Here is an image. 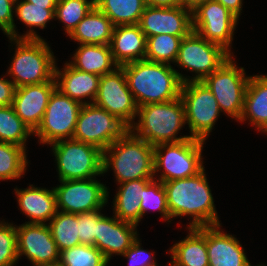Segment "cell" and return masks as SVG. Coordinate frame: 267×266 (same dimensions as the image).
Listing matches in <instances>:
<instances>
[{"label": "cell", "instance_id": "cell-1", "mask_svg": "<svg viewBox=\"0 0 267 266\" xmlns=\"http://www.w3.org/2000/svg\"><path fill=\"white\" fill-rule=\"evenodd\" d=\"M120 67L138 107L179 98L182 84L190 81L166 63L142 59Z\"/></svg>", "mask_w": 267, "mask_h": 266}, {"label": "cell", "instance_id": "cell-2", "mask_svg": "<svg viewBox=\"0 0 267 266\" xmlns=\"http://www.w3.org/2000/svg\"><path fill=\"white\" fill-rule=\"evenodd\" d=\"M171 218L191 216L188 227L219 225V217L205 169L194 176L162 182Z\"/></svg>", "mask_w": 267, "mask_h": 266}, {"label": "cell", "instance_id": "cell-3", "mask_svg": "<svg viewBox=\"0 0 267 266\" xmlns=\"http://www.w3.org/2000/svg\"><path fill=\"white\" fill-rule=\"evenodd\" d=\"M103 174L114 170L120 184L137 179H155L154 146L129 129L103 151ZM112 165V166H111Z\"/></svg>", "mask_w": 267, "mask_h": 266}, {"label": "cell", "instance_id": "cell-4", "mask_svg": "<svg viewBox=\"0 0 267 266\" xmlns=\"http://www.w3.org/2000/svg\"><path fill=\"white\" fill-rule=\"evenodd\" d=\"M137 116L138 122H134L129 130L153 146L192 138L190 135L176 136L186 123L185 108L180 97L140 106Z\"/></svg>", "mask_w": 267, "mask_h": 266}, {"label": "cell", "instance_id": "cell-5", "mask_svg": "<svg viewBox=\"0 0 267 266\" xmlns=\"http://www.w3.org/2000/svg\"><path fill=\"white\" fill-rule=\"evenodd\" d=\"M16 44L15 53L7 75L12 77L15 88L55 81V57L43 38H9Z\"/></svg>", "mask_w": 267, "mask_h": 266}, {"label": "cell", "instance_id": "cell-6", "mask_svg": "<svg viewBox=\"0 0 267 266\" xmlns=\"http://www.w3.org/2000/svg\"><path fill=\"white\" fill-rule=\"evenodd\" d=\"M203 140L187 139L179 142L164 143L154 146V176L162 173L158 180L172 181L191 177L203 168Z\"/></svg>", "mask_w": 267, "mask_h": 266}, {"label": "cell", "instance_id": "cell-7", "mask_svg": "<svg viewBox=\"0 0 267 266\" xmlns=\"http://www.w3.org/2000/svg\"><path fill=\"white\" fill-rule=\"evenodd\" d=\"M57 164L59 181L89 179L103 174V151L73 139L50 144Z\"/></svg>", "mask_w": 267, "mask_h": 266}, {"label": "cell", "instance_id": "cell-8", "mask_svg": "<svg viewBox=\"0 0 267 266\" xmlns=\"http://www.w3.org/2000/svg\"><path fill=\"white\" fill-rule=\"evenodd\" d=\"M180 98L190 136L207 140L221 113L215 96L203 81H189L182 84Z\"/></svg>", "mask_w": 267, "mask_h": 266}, {"label": "cell", "instance_id": "cell-9", "mask_svg": "<svg viewBox=\"0 0 267 266\" xmlns=\"http://www.w3.org/2000/svg\"><path fill=\"white\" fill-rule=\"evenodd\" d=\"M232 55L203 82L215 96L221 112L239 121L244 108V97L251 76L244 67H237ZM234 62V63H233Z\"/></svg>", "mask_w": 267, "mask_h": 266}, {"label": "cell", "instance_id": "cell-10", "mask_svg": "<svg viewBox=\"0 0 267 266\" xmlns=\"http://www.w3.org/2000/svg\"><path fill=\"white\" fill-rule=\"evenodd\" d=\"M82 104L63 95L57 88L50 95L45 114L33 132L42 144L72 139Z\"/></svg>", "mask_w": 267, "mask_h": 266}, {"label": "cell", "instance_id": "cell-11", "mask_svg": "<svg viewBox=\"0 0 267 266\" xmlns=\"http://www.w3.org/2000/svg\"><path fill=\"white\" fill-rule=\"evenodd\" d=\"M129 128L115 115L95 104L82 106L73 140L91 144L104 151Z\"/></svg>", "mask_w": 267, "mask_h": 266}, {"label": "cell", "instance_id": "cell-12", "mask_svg": "<svg viewBox=\"0 0 267 266\" xmlns=\"http://www.w3.org/2000/svg\"><path fill=\"white\" fill-rule=\"evenodd\" d=\"M231 56L222 46L205 40L192 30L182 39L175 63L195 73L190 81H203Z\"/></svg>", "mask_w": 267, "mask_h": 266}, {"label": "cell", "instance_id": "cell-13", "mask_svg": "<svg viewBox=\"0 0 267 266\" xmlns=\"http://www.w3.org/2000/svg\"><path fill=\"white\" fill-rule=\"evenodd\" d=\"M95 178L60 181L61 184L54 187L57 209L73 214L103 209L109 191Z\"/></svg>", "mask_w": 267, "mask_h": 266}, {"label": "cell", "instance_id": "cell-14", "mask_svg": "<svg viewBox=\"0 0 267 266\" xmlns=\"http://www.w3.org/2000/svg\"><path fill=\"white\" fill-rule=\"evenodd\" d=\"M238 18L215 0H206L192 10V29L205 40L231 53Z\"/></svg>", "mask_w": 267, "mask_h": 266}, {"label": "cell", "instance_id": "cell-15", "mask_svg": "<svg viewBox=\"0 0 267 266\" xmlns=\"http://www.w3.org/2000/svg\"><path fill=\"white\" fill-rule=\"evenodd\" d=\"M93 104L115 115L128 128L134 123L138 106L128 88L127 79L121 67L100 77Z\"/></svg>", "mask_w": 267, "mask_h": 266}, {"label": "cell", "instance_id": "cell-16", "mask_svg": "<svg viewBox=\"0 0 267 266\" xmlns=\"http://www.w3.org/2000/svg\"><path fill=\"white\" fill-rule=\"evenodd\" d=\"M18 258L25 255L33 266L60 261V252L47 224L24 223L16 226Z\"/></svg>", "mask_w": 267, "mask_h": 266}, {"label": "cell", "instance_id": "cell-17", "mask_svg": "<svg viewBox=\"0 0 267 266\" xmlns=\"http://www.w3.org/2000/svg\"><path fill=\"white\" fill-rule=\"evenodd\" d=\"M138 25L146 38L159 34L187 36L193 30L192 11L183 6H146Z\"/></svg>", "mask_w": 267, "mask_h": 266}, {"label": "cell", "instance_id": "cell-18", "mask_svg": "<svg viewBox=\"0 0 267 266\" xmlns=\"http://www.w3.org/2000/svg\"><path fill=\"white\" fill-rule=\"evenodd\" d=\"M56 81L15 88L12 107L21 120L34 132L41 123Z\"/></svg>", "mask_w": 267, "mask_h": 266}, {"label": "cell", "instance_id": "cell-19", "mask_svg": "<svg viewBox=\"0 0 267 266\" xmlns=\"http://www.w3.org/2000/svg\"><path fill=\"white\" fill-rule=\"evenodd\" d=\"M137 225L119 220L116 216H102L97 221L96 247L110 262L113 254L122 255L138 239Z\"/></svg>", "mask_w": 267, "mask_h": 266}, {"label": "cell", "instance_id": "cell-20", "mask_svg": "<svg viewBox=\"0 0 267 266\" xmlns=\"http://www.w3.org/2000/svg\"><path fill=\"white\" fill-rule=\"evenodd\" d=\"M220 227L221 224L206 226L209 266H248L251 264L238 239L234 235L224 233Z\"/></svg>", "mask_w": 267, "mask_h": 266}, {"label": "cell", "instance_id": "cell-21", "mask_svg": "<svg viewBox=\"0 0 267 266\" xmlns=\"http://www.w3.org/2000/svg\"><path fill=\"white\" fill-rule=\"evenodd\" d=\"M61 70L57 66L55 67L54 78L56 88L63 95L70 97L82 105L93 104L98 92L101 76L80 71L67 62ZM85 98H89L90 101H83Z\"/></svg>", "mask_w": 267, "mask_h": 266}, {"label": "cell", "instance_id": "cell-22", "mask_svg": "<svg viewBox=\"0 0 267 266\" xmlns=\"http://www.w3.org/2000/svg\"><path fill=\"white\" fill-rule=\"evenodd\" d=\"M147 38L137 25L114 26L110 48L114 62L124 64L145 59Z\"/></svg>", "mask_w": 267, "mask_h": 266}, {"label": "cell", "instance_id": "cell-23", "mask_svg": "<svg viewBox=\"0 0 267 266\" xmlns=\"http://www.w3.org/2000/svg\"><path fill=\"white\" fill-rule=\"evenodd\" d=\"M20 210L30 218L27 223L46 224L57 213L54 188L52 190L29 185L25 189H14Z\"/></svg>", "mask_w": 267, "mask_h": 266}, {"label": "cell", "instance_id": "cell-24", "mask_svg": "<svg viewBox=\"0 0 267 266\" xmlns=\"http://www.w3.org/2000/svg\"><path fill=\"white\" fill-rule=\"evenodd\" d=\"M189 235L175 243L170 250L169 266H209L206 247V226L188 227Z\"/></svg>", "mask_w": 267, "mask_h": 266}, {"label": "cell", "instance_id": "cell-25", "mask_svg": "<svg viewBox=\"0 0 267 266\" xmlns=\"http://www.w3.org/2000/svg\"><path fill=\"white\" fill-rule=\"evenodd\" d=\"M246 120L267 134V75H253L249 79L239 121Z\"/></svg>", "mask_w": 267, "mask_h": 266}, {"label": "cell", "instance_id": "cell-26", "mask_svg": "<svg viewBox=\"0 0 267 266\" xmlns=\"http://www.w3.org/2000/svg\"><path fill=\"white\" fill-rule=\"evenodd\" d=\"M153 179H137L120 183L114 197L113 213L119 220L138 225L141 221L140 199L143 189Z\"/></svg>", "mask_w": 267, "mask_h": 266}, {"label": "cell", "instance_id": "cell-27", "mask_svg": "<svg viewBox=\"0 0 267 266\" xmlns=\"http://www.w3.org/2000/svg\"><path fill=\"white\" fill-rule=\"evenodd\" d=\"M114 25L96 6L78 23L69 35L80 44L110 45Z\"/></svg>", "mask_w": 267, "mask_h": 266}, {"label": "cell", "instance_id": "cell-28", "mask_svg": "<svg viewBox=\"0 0 267 266\" xmlns=\"http://www.w3.org/2000/svg\"><path fill=\"white\" fill-rule=\"evenodd\" d=\"M72 60L69 63L74 68L99 76L109 74L119 67L113 60L110 45L80 44Z\"/></svg>", "mask_w": 267, "mask_h": 266}, {"label": "cell", "instance_id": "cell-29", "mask_svg": "<svg viewBox=\"0 0 267 266\" xmlns=\"http://www.w3.org/2000/svg\"><path fill=\"white\" fill-rule=\"evenodd\" d=\"M95 6L118 26L139 24L147 5L144 0H95Z\"/></svg>", "mask_w": 267, "mask_h": 266}, {"label": "cell", "instance_id": "cell-30", "mask_svg": "<svg viewBox=\"0 0 267 266\" xmlns=\"http://www.w3.org/2000/svg\"><path fill=\"white\" fill-rule=\"evenodd\" d=\"M31 134L33 132L15 113L12 105L0 106V142L15 144L26 150V140Z\"/></svg>", "mask_w": 267, "mask_h": 266}, {"label": "cell", "instance_id": "cell-31", "mask_svg": "<svg viewBox=\"0 0 267 266\" xmlns=\"http://www.w3.org/2000/svg\"><path fill=\"white\" fill-rule=\"evenodd\" d=\"M48 226L59 252L80 244L77 214L65 213L58 210L55 216L49 221Z\"/></svg>", "mask_w": 267, "mask_h": 266}, {"label": "cell", "instance_id": "cell-32", "mask_svg": "<svg viewBox=\"0 0 267 266\" xmlns=\"http://www.w3.org/2000/svg\"><path fill=\"white\" fill-rule=\"evenodd\" d=\"M14 10L17 19L30 28L25 35L21 36V39H41L33 28L44 29L50 20L55 19V9H45L25 0L17 1Z\"/></svg>", "mask_w": 267, "mask_h": 266}, {"label": "cell", "instance_id": "cell-33", "mask_svg": "<svg viewBox=\"0 0 267 266\" xmlns=\"http://www.w3.org/2000/svg\"><path fill=\"white\" fill-rule=\"evenodd\" d=\"M26 153L23 147L0 142V180H14L24 175L28 165Z\"/></svg>", "mask_w": 267, "mask_h": 266}, {"label": "cell", "instance_id": "cell-34", "mask_svg": "<svg viewBox=\"0 0 267 266\" xmlns=\"http://www.w3.org/2000/svg\"><path fill=\"white\" fill-rule=\"evenodd\" d=\"M184 37L170 34L147 37L145 59L158 63H175L181 41Z\"/></svg>", "mask_w": 267, "mask_h": 266}, {"label": "cell", "instance_id": "cell-35", "mask_svg": "<svg viewBox=\"0 0 267 266\" xmlns=\"http://www.w3.org/2000/svg\"><path fill=\"white\" fill-rule=\"evenodd\" d=\"M95 7V0H58L55 19L63 22L69 36L78 23Z\"/></svg>", "mask_w": 267, "mask_h": 266}, {"label": "cell", "instance_id": "cell-36", "mask_svg": "<svg viewBox=\"0 0 267 266\" xmlns=\"http://www.w3.org/2000/svg\"><path fill=\"white\" fill-rule=\"evenodd\" d=\"M63 266H108L103 253L93 245L79 244L60 252Z\"/></svg>", "mask_w": 267, "mask_h": 266}, {"label": "cell", "instance_id": "cell-37", "mask_svg": "<svg viewBox=\"0 0 267 266\" xmlns=\"http://www.w3.org/2000/svg\"><path fill=\"white\" fill-rule=\"evenodd\" d=\"M158 181V182H157ZM141 201V219L147 210H157L167 222H171L167 206L166 191L161 181L153 179L144 189ZM168 219V220H167Z\"/></svg>", "mask_w": 267, "mask_h": 266}, {"label": "cell", "instance_id": "cell-38", "mask_svg": "<svg viewBox=\"0 0 267 266\" xmlns=\"http://www.w3.org/2000/svg\"><path fill=\"white\" fill-rule=\"evenodd\" d=\"M17 231L13 223L0 222V266H14L18 261Z\"/></svg>", "mask_w": 267, "mask_h": 266}, {"label": "cell", "instance_id": "cell-39", "mask_svg": "<svg viewBox=\"0 0 267 266\" xmlns=\"http://www.w3.org/2000/svg\"><path fill=\"white\" fill-rule=\"evenodd\" d=\"M102 209L77 214L80 244L96 247L97 221L103 216Z\"/></svg>", "mask_w": 267, "mask_h": 266}, {"label": "cell", "instance_id": "cell-40", "mask_svg": "<svg viewBox=\"0 0 267 266\" xmlns=\"http://www.w3.org/2000/svg\"><path fill=\"white\" fill-rule=\"evenodd\" d=\"M13 9H15L14 1L0 0V29L8 38L21 39V36L15 29L16 25L13 18Z\"/></svg>", "mask_w": 267, "mask_h": 266}, {"label": "cell", "instance_id": "cell-41", "mask_svg": "<svg viewBox=\"0 0 267 266\" xmlns=\"http://www.w3.org/2000/svg\"><path fill=\"white\" fill-rule=\"evenodd\" d=\"M153 254L144 250L141 247L140 240L137 239L121 256L128 259V266H158Z\"/></svg>", "mask_w": 267, "mask_h": 266}, {"label": "cell", "instance_id": "cell-42", "mask_svg": "<svg viewBox=\"0 0 267 266\" xmlns=\"http://www.w3.org/2000/svg\"><path fill=\"white\" fill-rule=\"evenodd\" d=\"M14 93V83L4 77L0 78V106L12 105Z\"/></svg>", "mask_w": 267, "mask_h": 266}, {"label": "cell", "instance_id": "cell-43", "mask_svg": "<svg viewBox=\"0 0 267 266\" xmlns=\"http://www.w3.org/2000/svg\"><path fill=\"white\" fill-rule=\"evenodd\" d=\"M226 7L238 19L242 11L243 0H215Z\"/></svg>", "mask_w": 267, "mask_h": 266}, {"label": "cell", "instance_id": "cell-44", "mask_svg": "<svg viewBox=\"0 0 267 266\" xmlns=\"http://www.w3.org/2000/svg\"><path fill=\"white\" fill-rule=\"evenodd\" d=\"M147 6L172 8L181 6L180 0H144Z\"/></svg>", "mask_w": 267, "mask_h": 266}, {"label": "cell", "instance_id": "cell-45", "mask_svg": "<svg viewBox=\"0 0 267 266\" xmlns=\"http://www.w3.org/2000/svg\"><path fill=\"white\" fill-rule=\"evenodd\" d=\"M39 7H45V9H55L58 0H25Z\"/></svg>", "mask_w": 267, "mask_h": 266}, {"label": "cell", "instance_id": "cell-46", "mask_svg": "<svg viewBox=\"0 0 267 266\" xmlns=\"http://www.w3.org/2000/svg\"><path fill=\"white\" fill-rule=\"evenodd\" d=\"M206 0H180L181 6L184 8L194 10L199 4H202Z\"/></svg>", "mask_w": 267, "mask_h": 266}, {"label": "cell", "instance_id": "cell-47", "mask_svg": "<svg viewBox=\"0 0 267 266\" xmlns=\"http://www.w3.org/2000/svg\"><path fill=\"white\" fill-rule=\"evenodd\" d=\"M43 266H63L60 262H56V263H50V264H46Z\"/></svg>", "mask_w": 267, "mask_h": 266}, {"label": "cell", "instance_id": "cell-48", "mask_svg": "<svg viewBox=\"0 0 267 266\" xmlns=\"http://www.w3.org/2000/svg\"><path fill=\"white\" fill-rule=\"evenodd\" d=\"M248 266H252V265H251V264H249ZM255 266H256V265H255ZM257 266H264V264H261V265H259V264H258Z\"/></svg>", "mask_w": 267, "mask_h": 266}]
</instances>
